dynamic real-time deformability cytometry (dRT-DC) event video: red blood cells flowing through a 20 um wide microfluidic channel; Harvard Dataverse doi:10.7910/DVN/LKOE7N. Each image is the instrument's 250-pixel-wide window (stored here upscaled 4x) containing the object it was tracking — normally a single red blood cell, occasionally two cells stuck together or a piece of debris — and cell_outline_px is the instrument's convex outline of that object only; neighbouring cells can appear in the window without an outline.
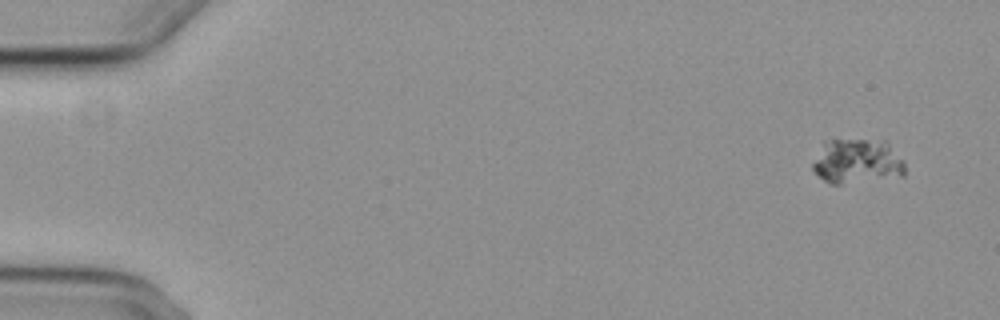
{"species": "common noctule bat (a hibernating species)", "species_latin": "Nyctalus noctula", "temperature_condition": "cold", "stored_images_in_passage": 5, "camera_frame_rate_fps": 3000, "um_per_image_px": 0.085, "animal": {"sex": "female", "body_mass_g": 29.2, "forearm_length_mm": 56.3}, "frame": {"image": 1, "passage_image": 1, "time_ms": 0.0, "image_size_px": [1000, 320], "cell_outline_px": [[904, 176], [840, 184], [832, 184], [824, 180], [812, 168], [812, 164], [824, 140], [884, 140], [904, 160]], "centroid_in_image_um": [72.86, 13.71], "position_along_channel_um": 12.1, "area_um2": 23.93}}
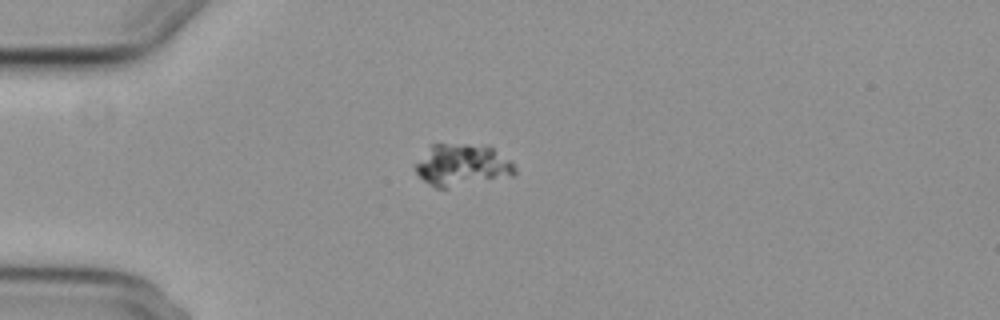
{"frame": {"image": 2, "passage_image": 4, "time_ms": 4.0, "image_size_px": [1000, 320], "cell_outline_px": [[516, 172], [512, 176], [448, 188], [436, 188], [428, 184], [416, 172], [416, 164], [432, 144], [468, 144], [492, 148], [508, 160], [516, 168]], "centroid_in_image_um": [39.27, 14.06], "position_along_channel_um": 45.7, "area_um2": 23.81}}